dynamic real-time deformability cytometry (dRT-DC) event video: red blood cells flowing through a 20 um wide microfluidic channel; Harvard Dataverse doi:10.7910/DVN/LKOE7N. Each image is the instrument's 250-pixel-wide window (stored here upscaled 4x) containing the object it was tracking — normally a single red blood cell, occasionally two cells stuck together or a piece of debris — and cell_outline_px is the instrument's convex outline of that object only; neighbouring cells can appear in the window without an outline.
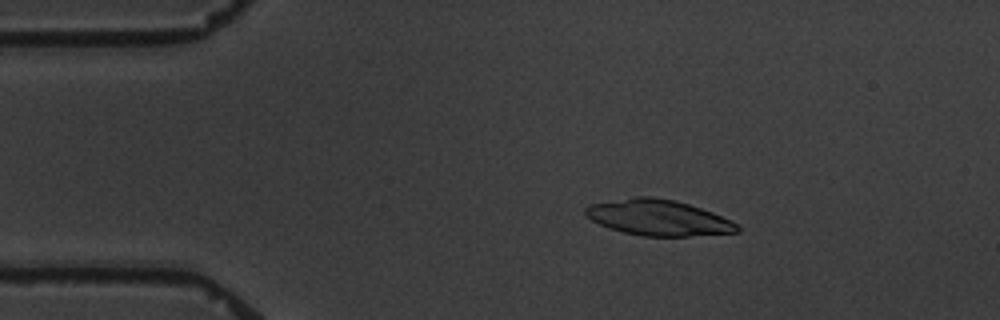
{"species": "common noctule bat (a hibernating species)", "species_latin": "Nyctalus noctula", "temperature_condition": "warm", "stored_images_in_passage": 4, "camera_frame_rate_fps": 3000, "um_per_image_px": 0.085, "animal": {"sex": "male", "body_mass_g": 19.5, "forearm_length_mm": 54.6}, "frame": {"image": 1, "passage_image": 2, "time_ms": 1.0, "image_size_px": [1000, 320], "cell_outline_px": [[740, 232], [688, 236], [640, 236], [608, 228], [592, 220], [584, 212], [584, 208], [588, 204], [636, 196], [652, 196], [676, 200], [712, 212], [736, 224], [740, 228]], "centroid_in_image_um": [55.92, 18.49], "position_along_channel_um": 29.1, "area_um2": 31.56}}